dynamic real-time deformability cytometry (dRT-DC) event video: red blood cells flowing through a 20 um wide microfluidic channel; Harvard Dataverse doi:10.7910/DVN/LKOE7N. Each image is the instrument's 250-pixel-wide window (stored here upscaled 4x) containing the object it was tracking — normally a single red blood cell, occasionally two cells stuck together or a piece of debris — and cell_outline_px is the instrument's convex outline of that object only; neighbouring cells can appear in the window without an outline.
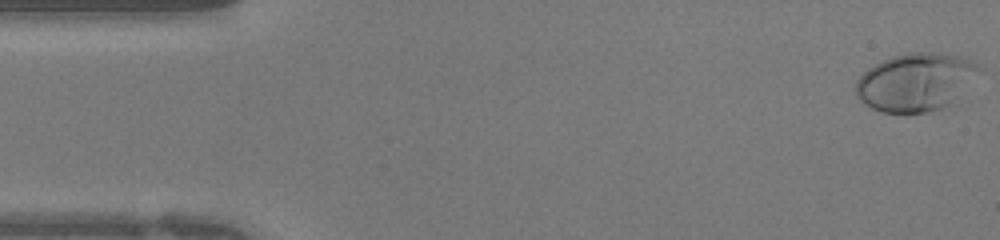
{"species": "human", "species_latin": "Homo sapiens", "temperature_condition": "warm", "stored_images_in_passage": 42, "camera_frame_rate_fps": 3000, "um_per_image_px": 0.085, "donor": {"sex": "female"}, "frame": {"image": 1, "passage_image": 1, "time_ms": 0.0, "image_size_px": [1000, 240], "cell_outline_px": [[984, 68], [944, 108], [928, 112], [884, 112], [872, 108], [864, 104], [856, 96], [856, 80], [868, 68], [892, 56], [908, 52], [940, 52], [972, 60]], "centroid_in_image_um": [77.81, 6.95], "position_along_channel_um": 7.2, "area_um2": 41.27}}
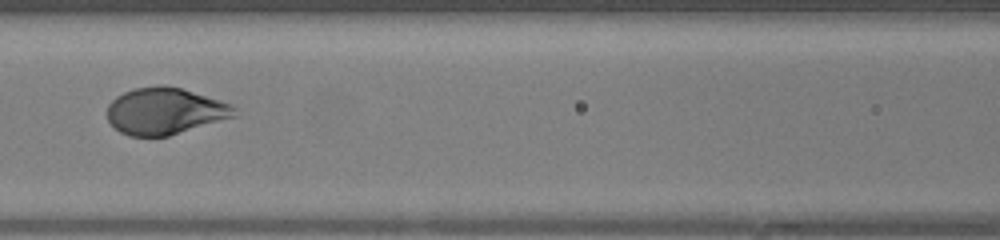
{"frame": {"image": 2, "passage_image": 18, "time_ms": 5.667, "image_size_px": [1000, 240], "cell_outline_px": [[236, 116], [168, 136], [128, 136], [120, 132], [108, 120], [108, 104], [116, 96], [132, 88], [160, 84], [164, 84], [180, 88], [232, 104], [236, 108]], "centroid_in_image_um": [14.0, 9.43], "position_along_channel_um": 152.6, "area_um2": 34.56}}
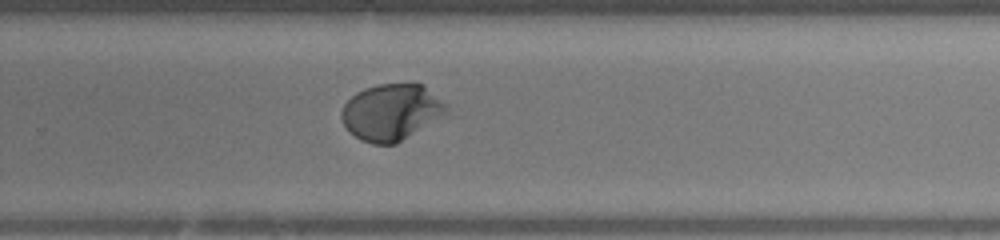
{"frame": {"image": 3, "passage_image": 27, "time_ms": 8.667, "image_size_px": [1000, 240], "cell_outline_px": [[452, 116], [396, 144], [372, 144], [360, 140], [344, 124], [340, 116], [340, 112], [344, 104], [356, 92], [364, 88], [376, 84], [424, 84], [448, 104]], "centroid_in_image_um": [33.4, 9.55], "position_along_channel_um": 296.4, "area_um2": 35.72}}